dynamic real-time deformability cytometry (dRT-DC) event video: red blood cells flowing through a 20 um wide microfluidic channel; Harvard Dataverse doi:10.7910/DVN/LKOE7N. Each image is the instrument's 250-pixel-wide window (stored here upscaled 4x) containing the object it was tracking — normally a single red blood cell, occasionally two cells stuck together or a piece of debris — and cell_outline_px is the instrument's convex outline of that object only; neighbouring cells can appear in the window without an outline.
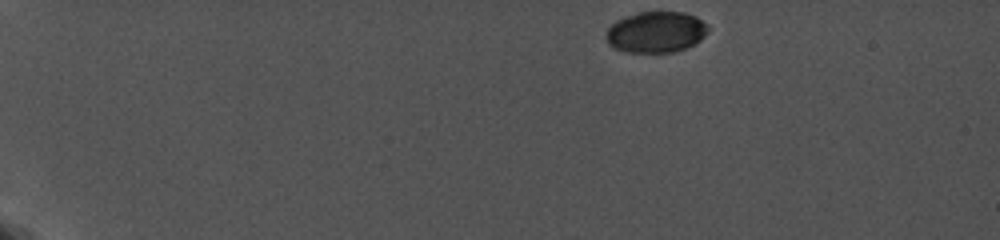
{"species": "common noctule bat (a hibernating species)", "species_latin": "Nyctalus noctula", "temperature_condition": "cold", "stored_images_in_passage": 22, "camera_frame_rate_fps": 5000, "um_per_image_px": 0.085, "animal": {"sex": "female", "body_mass_g": 19.0, "forearm_length_mm": 56.7}, "frame": {"image": 1, "passage_image": 1, "time_ms": 0.0, "image_size_px": [1000, 240], "cell_outline_px": [[712, 28], [700, 40], [684, 48], [672, 52], [624, 52], [612, 48], [608, 44], [604, 36], [608, 28], [616, 20], [624, 16], [640, 12], [684, 12], [696, 16], [708, 24]], "centroid_in_image_um": [55.74, 2.72], "position_along_channel_um": 29.3, "area_um2": 24.74}}